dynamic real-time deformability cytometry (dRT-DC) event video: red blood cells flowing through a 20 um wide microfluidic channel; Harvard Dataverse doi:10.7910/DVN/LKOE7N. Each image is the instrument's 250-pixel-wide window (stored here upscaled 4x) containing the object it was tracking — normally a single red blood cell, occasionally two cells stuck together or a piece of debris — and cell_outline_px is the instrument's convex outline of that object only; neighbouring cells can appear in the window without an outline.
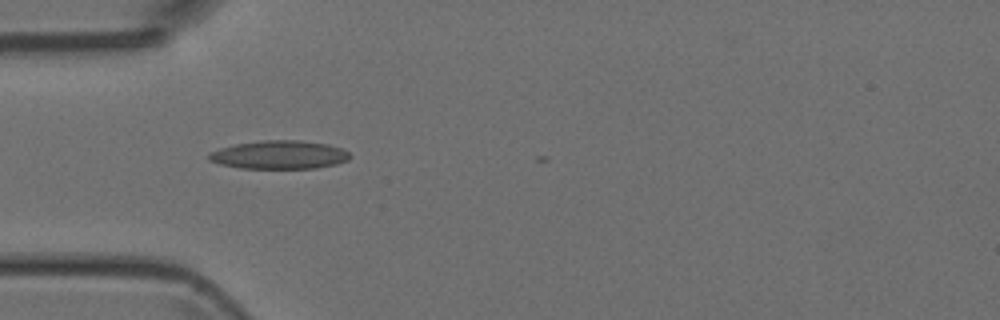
{"species": "Egyptian fruit bat (a non-hibernating species)", "species_latin": "Rousettus aegyptiacus", "temperature_condition": "room temperature", "stored_images_in_passage": 4, "camera_frame_rate_fps": 3000, "um_per_image_px": 0.085, "animal": {"sex": "female"}, "frame": {"image": 1, "passage_image": 1, "time_ms": 0.0, "image_size_px": [1000, 320], "cell_outline_px": [[352, 156], [348, 160], [336, 164], [316, 168], [240, 168], [220, 164], [208, 160], [208, 152], [220, 148], [236, 144], [264, 140], [300, 140], [328, 144], [340, 148], [348, 152]], "centroid_in_image_um": [23.73, 13.16], "position_along_channel_um": 61.3, "area_um2": 23.35}}